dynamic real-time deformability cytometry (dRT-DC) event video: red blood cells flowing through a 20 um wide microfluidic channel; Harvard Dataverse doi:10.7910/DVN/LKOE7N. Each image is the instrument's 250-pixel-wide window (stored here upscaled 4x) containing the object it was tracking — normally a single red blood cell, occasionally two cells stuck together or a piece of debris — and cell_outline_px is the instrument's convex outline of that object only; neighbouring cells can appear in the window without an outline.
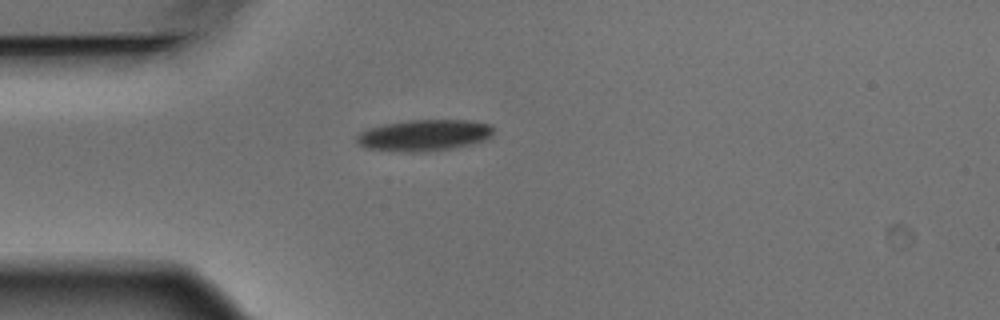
{"species": "Egyptian fruit bat (a non-hibernating species)", "species_latin": "Rousettus aegyptiacus", "temperature_condition": "warm", "stored_images_in_passage": 2, "camera_frame_rate_fps": 3000, "um_per_image_px": 0.085, "animal": {"sex": "male"}, "frame": {"image": 1, "passage_image": 1, "time_ms": 0.0, "image_size_px": [1000, 320], "cell_outline_px": [[492, 136], [484, 140], [452, 148], [424, 152], [404, 152], [364, 148], [356, 140], [356, 136], [360, 132], [368, 128], [384, 124], [408, 120], [468, 120], [488, 124], [492, 128]], "centroid_in_image_um": [36.0, 11.5], "position_along_channel_um": 49.0, "area_um2": 24.85}}